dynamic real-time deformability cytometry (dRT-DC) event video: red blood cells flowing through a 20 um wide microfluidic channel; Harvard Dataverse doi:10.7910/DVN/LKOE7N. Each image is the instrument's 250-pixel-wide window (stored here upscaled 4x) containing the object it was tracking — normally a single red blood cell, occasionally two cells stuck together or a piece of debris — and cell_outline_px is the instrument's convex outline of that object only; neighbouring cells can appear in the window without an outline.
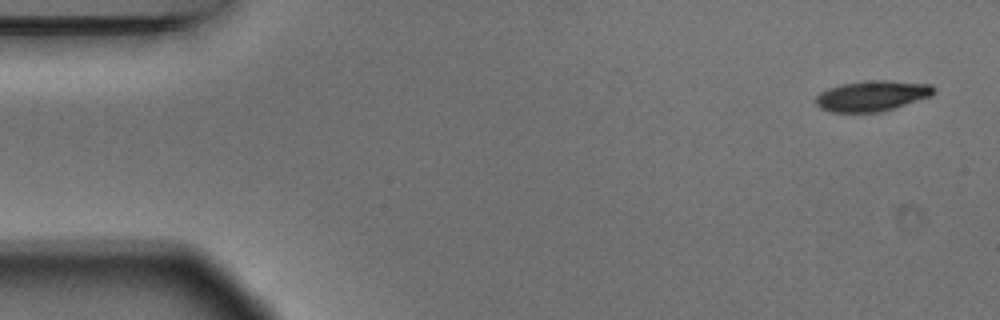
{"species": "Egyptian fruit bat (a non-hibernating species)", "species_latin": "Rousettus aegyptiacus", "temperature_condition": "warm", "stored_images_in_passage": 4, "camera_frame_rate_fps": 3000, "um_per_image_px": 0.085, "animal": {"sex": "male"}, "frame": {"image": 1, "passage_image": 1, "time_ms": 0.0, "image_size_px": [1000, 320], "cell_outline_px": [[936, 92], [932, 96], [880, 112], [832, 112], [820, 108], [816, 104], [816, 96], [820, 92], [828, 88], [840, 84], [864, 80], [888, 80], [932, 84], [936, 88]], "centroid_in_image_um": [74.15, 8.13], "position_along_channel_um": 10.9, "area_um2": 21.21}}